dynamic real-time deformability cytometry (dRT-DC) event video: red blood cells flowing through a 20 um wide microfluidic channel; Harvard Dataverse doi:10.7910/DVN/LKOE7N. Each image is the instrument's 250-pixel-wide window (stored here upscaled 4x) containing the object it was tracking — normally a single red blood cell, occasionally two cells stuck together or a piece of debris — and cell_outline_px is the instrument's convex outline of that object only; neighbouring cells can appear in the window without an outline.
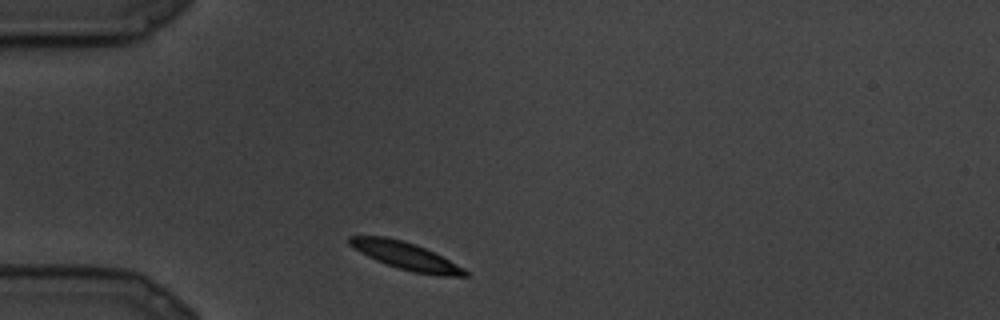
{"species": "common noctule bat (a hibernating species)", "species_latin": "Nyctalus noctula", "temperature_condition": "cold", "stored_images_in_passage": 3, "camera_frame_rate_fps": 3000, "um_per_image_px": 0.085, "animal": {"sex": "male", "body_mass_g": 19.5, "forearm_length_mm": 54.6}, "frame": {"image": 1, "passage_image": 1, "time_ms": 0.0, "image_size_px": [1000, 320], "cell_outline_px": [[468, 276], [440, 276], [412, 272], [376, 260], [360, 252], [348, 244], [348, 236], [388, 236], [404, 240], [416, 244], [464, 268], [468, 272]], "centroid_in_image_um": [34.47, 21.74], "position_along_channel_um": 50.5, "area_um2": 18.26}}
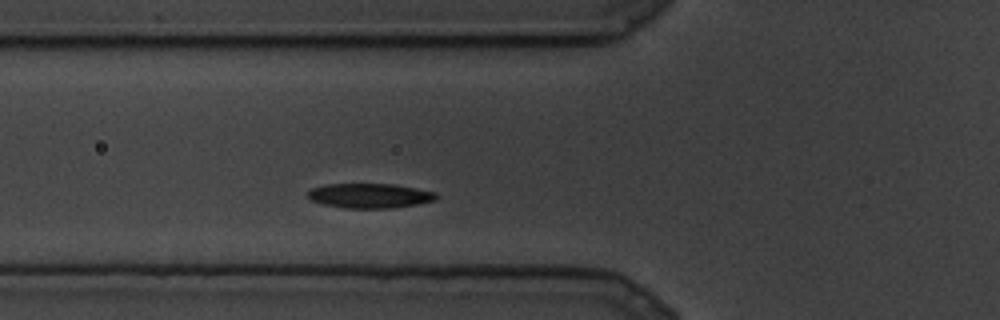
{"frame": {"image": 2, "passage_image": 3, "time_ms": 0.667, "image_size_px": [1000, 320], "cell_outline_px": [[436, 200], [416, 204], [392, 208], [344, 208], [324, 204], [312, 200], [308, 196], [308, 192], [312, 188], [324, 184], [392, 184], [416, 188], [436, 192]], "centroid_in_image_um": [31.43, 16.63], "position_along_channel_um": 94.4, "area_um2": 18.32}}